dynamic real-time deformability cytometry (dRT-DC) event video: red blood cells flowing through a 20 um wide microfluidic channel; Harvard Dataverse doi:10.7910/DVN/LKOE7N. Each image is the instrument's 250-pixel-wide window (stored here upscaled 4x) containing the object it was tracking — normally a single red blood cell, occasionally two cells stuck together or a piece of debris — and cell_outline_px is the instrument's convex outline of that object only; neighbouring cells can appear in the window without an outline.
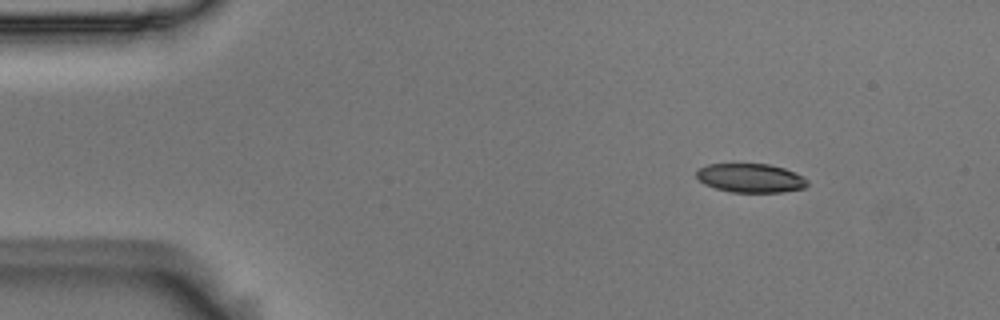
{"species": "Egyptian fruit bat (a non-hibernating species)", "species_latin": "Rousettus aegyptiacus", "temperature_condition": "room temperature", "stored_images_in_passage": 4, "camera_frame_rate_fps": 3000, "um_per_image_px": 0.085, "animal": {"sex": "male"}, "frame": {"image": 1, "passage_image": 2, "time_ms": 0.333, "image_size_px": [1000, 320], "cell_outline_px": [[808, 184], [804, 188], [780, 192], [732, 192], [716, 188], [704, 184], [696, 176], [696, 172], [700, 168], [708, 164], [768, 164], [784, 168], [804, 176], [808, 180]], "centroid_in_image_um": [63.82, 15.13], "position_along_channel_um": 21.2, "area_um2": 18.61}}